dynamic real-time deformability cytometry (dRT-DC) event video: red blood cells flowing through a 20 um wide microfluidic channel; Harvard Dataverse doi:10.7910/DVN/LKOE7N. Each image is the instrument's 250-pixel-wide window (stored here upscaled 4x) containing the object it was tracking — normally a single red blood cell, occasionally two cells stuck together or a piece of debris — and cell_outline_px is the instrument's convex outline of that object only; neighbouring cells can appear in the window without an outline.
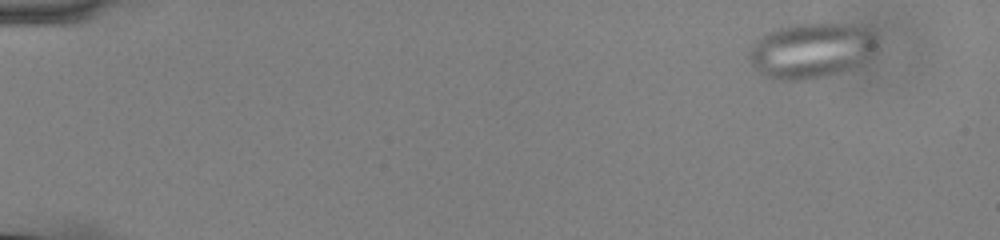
{"species": "common noctule bat (a hibernating species)", "species_latin": "Nyctalus noctula", "temperature_condition": "cold", "stored_images_in_passage": 56, "camera_frame_rate_fps": 3000, "um_per_image_px": 0.085, "animal": {"sex": "male", "body_mass_g": 13.0, "forearm_length_mm": 53.1}, "frame": {"image": 1, "passage_image": 5, "time_ms": 1.333, "image_size_px": [1000, 240], "cell_outline_px": [[876, 52], [860, 64], [852, 68], [828, 76], [812, 80], [776, 80], [764, 76], [748, 60], [748, 52], [760, 36], [776, 28], [788, 24], [856, 24], [872, 32], [876, 36]], "centroid_in_image_um": [68.96, 4.3], "position_along_channel_um": 16.0, "area_um2": 41.67}}
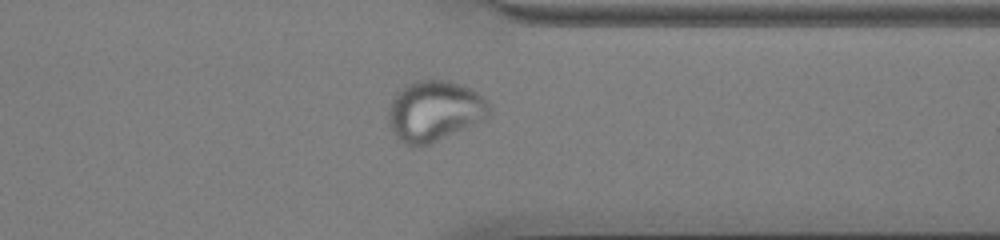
{"frame": {"image": 2, "passage_image": 45, "time_ms": 14.667, "image_size_px": [1000, 240], "cell_outline_px": [[492, 108], [488, 116], [484, 120], [428, 144], [412, 148], [400, 140], [392, 132], [388, 120], [388, 108], [396, 92], [400, 88], [412, 80], [448, 80], [460, 84], [476, 92], [492, 104]], "centroid_in_image_um": [36.92, 9.42], "position_along_channel_um": 374.5, "area_um2": 35.84}}
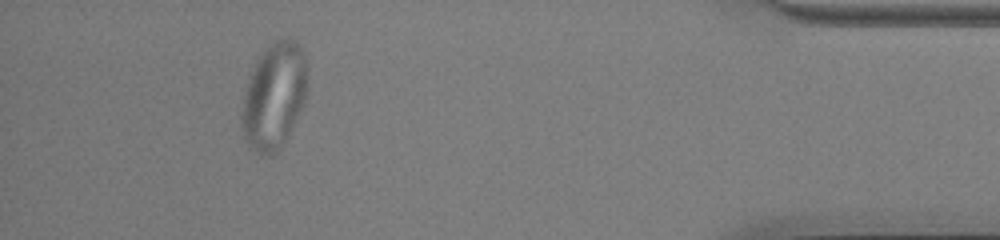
{"frame": {"image": 3, "passage_image": 52, "time_ms": 17.0, "image_size_px": [1000, 240], "cell_outline_px": [[308, 88], [304, 104], [284, 140], [272, 156], [264, 156], [248, 148], [240, 124], [240, 112], [244, 92], [248, 76], [256, 60], [268, 44], [276, 40], [288, 36], [300, 44], [304, 52], [308, 84]], "centroid_in_image_um": [23.27, 8.13], "position_along_channel_um": 411.9, "area_um2": 41.33}}